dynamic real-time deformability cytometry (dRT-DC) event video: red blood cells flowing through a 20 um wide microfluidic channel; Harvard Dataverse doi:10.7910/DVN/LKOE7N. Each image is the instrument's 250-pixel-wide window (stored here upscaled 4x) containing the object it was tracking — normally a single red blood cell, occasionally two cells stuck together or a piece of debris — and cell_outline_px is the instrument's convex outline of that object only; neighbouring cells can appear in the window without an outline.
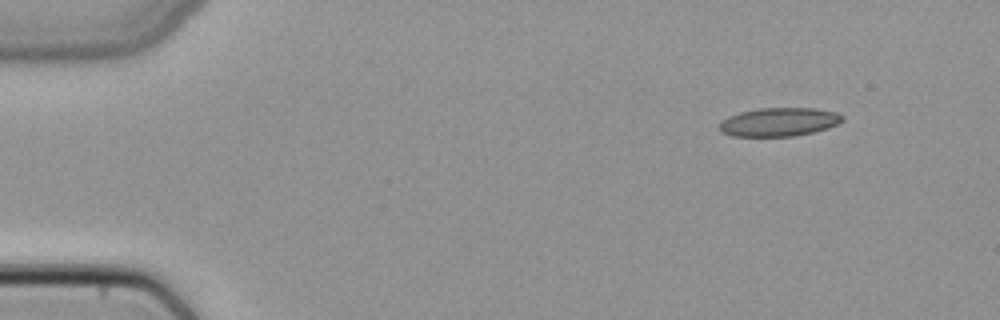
{"species": "common noctule bat (a hibernating species)", "species_latin": "Nyctalus noctula", "temperature_condition": "cold", "stored_images_in_passage": 45, "camera_frame_rate_fps": 3000, "um_per_image_px": 0.085, "animal": {"sex": "female", "body_mass_g": 22.7, "forearm_length_mm": 54.2}, "frame": {"image": 1, "passage_image": 1, "time_ms": 0.0, "image_size_px": [1000, 320], "cell_outline_px": [[844, 120], [828, 128], [796, 136], [732, 136], [720, 132], [716, 128], [720, 120], [728, 116], [740, 112], [760, 108], [812, 108], [836, 112], [844, 116]], "centroid_in_image_um": [66.15, 10.37], "position_along_channel_um": 18.8, "area_um2": 20.69}}
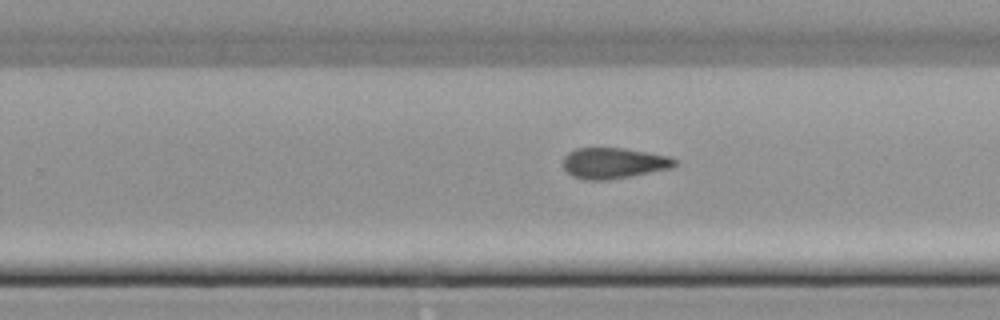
{"frame": {"image": 2, "passage_image": 27, "time_ms": 8.667, "image_size_px": [1000, 320], "cell_outline_px": [[676, 168], [632, 176], [608, 180], [584, 180], [572, 176], [564, 168], [564, 156], [568, 152], [576, 148], [624, 148], [672, 156], [676, 160]], "centroid_in_image_um": [52.22, 13.87], "position_along_channel_um": 277.6, "area_um2": 20.4}}
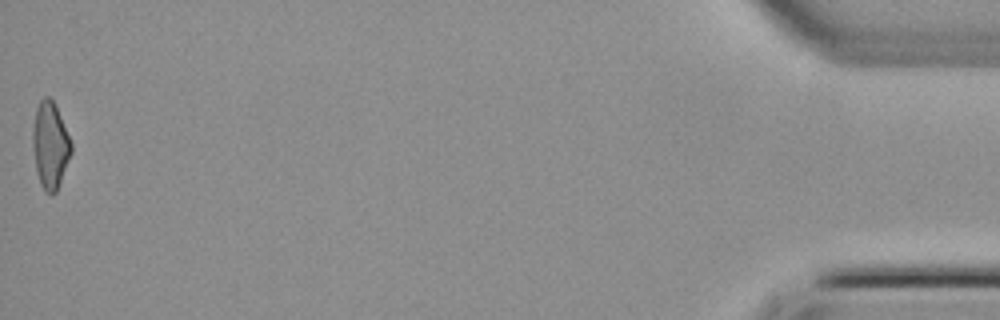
{"frame": {"image": 3, "passage_image": 45, "time_ms": 14.667, "image_size_px": [1000, 320], "cell_outline_px": [[72, 152], [56, 192], [52, 196], [44, 192], [40, 184], [36, 172], [32, 148], [32, 128], [36, 108], [40, 100], [44, 96], [48, 96], [56, 104], [72, 144]], "centroid_in_image_um": [4.25, 12.35], "position_along_channel_um": 431.0, "area_um2": 19.77}}